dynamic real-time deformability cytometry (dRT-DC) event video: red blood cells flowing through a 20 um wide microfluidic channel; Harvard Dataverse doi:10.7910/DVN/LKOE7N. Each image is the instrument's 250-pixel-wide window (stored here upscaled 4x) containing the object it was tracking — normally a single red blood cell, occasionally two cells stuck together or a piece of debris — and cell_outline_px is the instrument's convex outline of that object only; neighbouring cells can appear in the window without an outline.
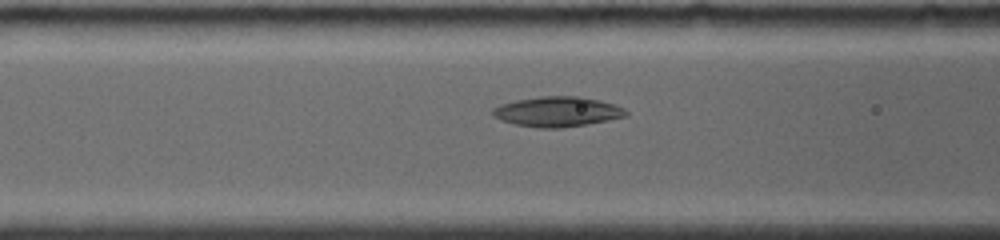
{"species": "common noctule bat (a hibernating species)", "species_latin": "Nyctalus noctula", "temperature_condition": "room temperature", "stored_images_in_passage": 54, "camera_frame_rate_fps": 4000, "um_per_image_px": 0.085, "animal": {"sex": "female", "body_mass_g": 19.0, "forearm_length_mm": 56.7}, "frame": {"image": 1, "passage_image": 9, "time_ms": 1.75, "image_size_px": [1000, 240], "cell_outline_px": [[628, 116], [608, 120], [560, 128], [536, 128], [512, 124], [500, 120], [492, 116], [492, 108], [500, 104], [516, 100], [540, 96], [580, 96], [600, 100], [616, 104], [624, 108], [628, 112]], "centroid_in_image_um": [47.35, 9.49], "position_along_channel_um": 119.2, "area_um2": 23.58}}
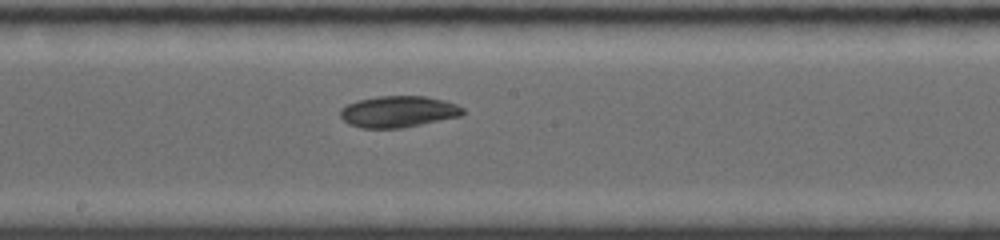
{"frame": {"image": 2, "passage_image": 18, "time_ms": 4.25, "image_size_px": [1000, 240], "cell_outline_px": [[464, 116], [404, 128], [360, 128], [348, 124], [340, 116], [340, 108], [356, 100], [376, 96], [424, 96], [444, 100], [456, 104], [464, 108]], "centroid_in_image_um": [33.87, 9.49], "position_along_channel_um": 214.3, "area_um2": 22.83}}
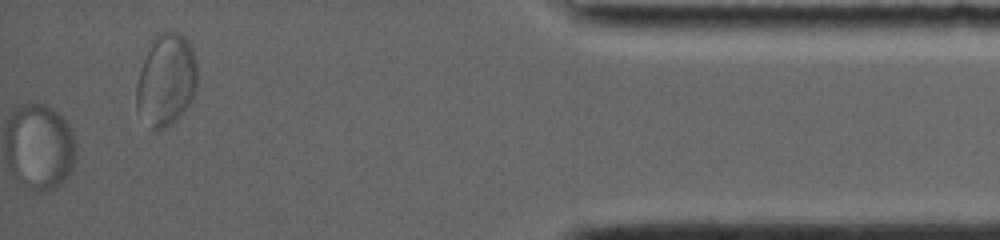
{"frame": {"image": 3, "passage_image": 54, "time_ms": 10.75, "image_size_px": [1000, 240], "cell_outline_px": [[196, 88], [192, 100], [176, 120], [164, 128], [152, 128], [136, 112], [136, 84], [140, 68], [148, 40], [164, 32], [176, 32], [184, 36], [188, 40], [196, 60]], "centroid_in_image_um": [14.08, 6.77], "position_along_channel_um": 421.1, "area_um2": 32.95}, "authors_computed_cell_mechanics": {"area_um2": 23.6113, "velocity_mm_per_s": 3.8114, "shape_relaxation_time_tau1_ms": 5.9429, "shape_relaxation_time_tau2_ms": null, "deformation_change_tau1": 0.09, "deformation_change_tau2": null}}